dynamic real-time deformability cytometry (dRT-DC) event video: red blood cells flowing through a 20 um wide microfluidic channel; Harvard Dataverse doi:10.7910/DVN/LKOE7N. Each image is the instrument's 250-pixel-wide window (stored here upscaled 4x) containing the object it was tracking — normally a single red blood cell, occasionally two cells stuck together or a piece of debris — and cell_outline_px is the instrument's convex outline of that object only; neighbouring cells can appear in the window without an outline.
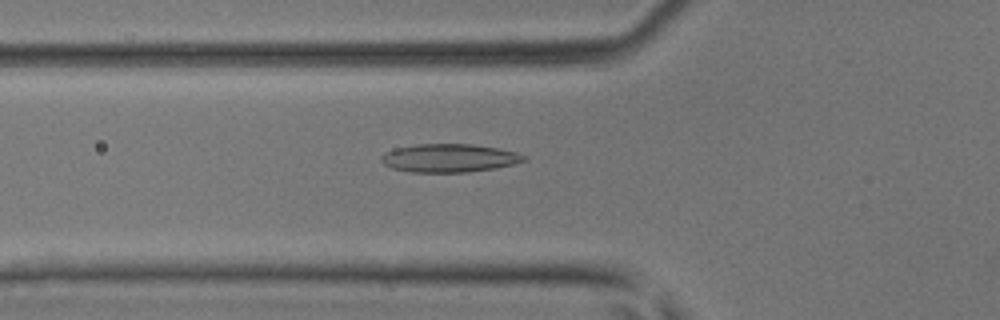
{"species": "common noctule bat (a hibernating species)", "species_latin": "Nyctalus noctula", "temperature_condition": "room temperature", "stored_images_in_passage": 47, "camera_frame_rate_fps": 3000, "um_per_image_px": 0.085, "animal": {"sex": "male", "body_mass_g": 17.9, "forearm_length_mm": 54.2}, "frame": {"image": 1, "passage_image": 17, "time_ms": 5.333, "image_size_px": [1000, 320], "cell_outline_px": [[528, 160], [496, 168], [468, 172], [408, 172], [392, 168], [384, 164], [380, 160], [380, 156], [384, 152], [396, 148], [416, 144], [472, 144], [500, 148], [516, 152], [528, 156]], "centroid_in_image_um": [38.19, 13.43], "position_along_channel_um": 87.6, "area_um2": 23.76}}
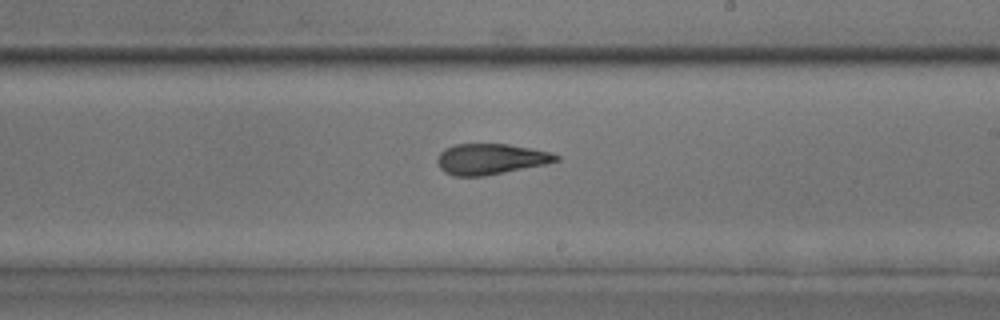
{"frame": {"image": 2, "passage_image": 28, "time_ms": 9.0, "image_size_px": [1000, 320], "cell_outline_px": [[560, 160], [544, 164], [484, 176], [452, 176], [444, 172], [440, 168], [436, 160], [440, 152], [444, 148], [452, 144], [508, 144], [532, 148], [552, 152], [560, 156]], "centroid_in_image_um": [41.68, 13.51], "position_along_channel_um": 247.3, "area_um2": 21.39}}
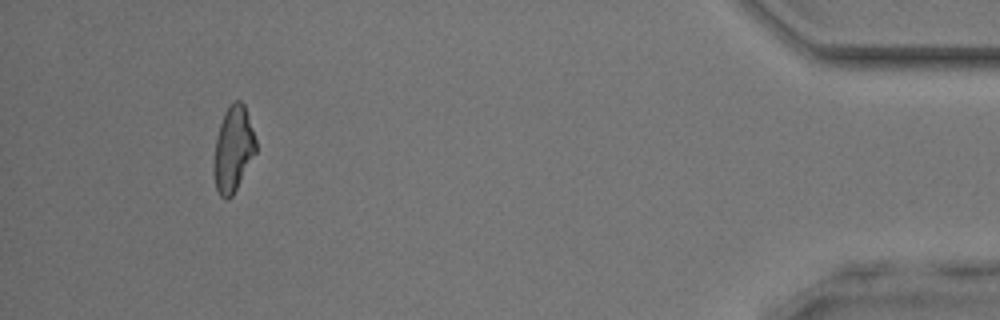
{"frame": {"image": 3, "passage_image": 44, "time_ms": 14.333, "image_size_px": [1000, 320], "cell_outline_px": [[256, 152], [232, 196], [228, 200], [224, 200], [220, 196], [216, 188], [216, 136], [224, 112], [232, 100], [240, 100], [244, 104], [256, 140]], "centroid_in_image_um": [19.85, 12.63], "position_along_channel_um": 415.3, "area_um2": 20.35}}